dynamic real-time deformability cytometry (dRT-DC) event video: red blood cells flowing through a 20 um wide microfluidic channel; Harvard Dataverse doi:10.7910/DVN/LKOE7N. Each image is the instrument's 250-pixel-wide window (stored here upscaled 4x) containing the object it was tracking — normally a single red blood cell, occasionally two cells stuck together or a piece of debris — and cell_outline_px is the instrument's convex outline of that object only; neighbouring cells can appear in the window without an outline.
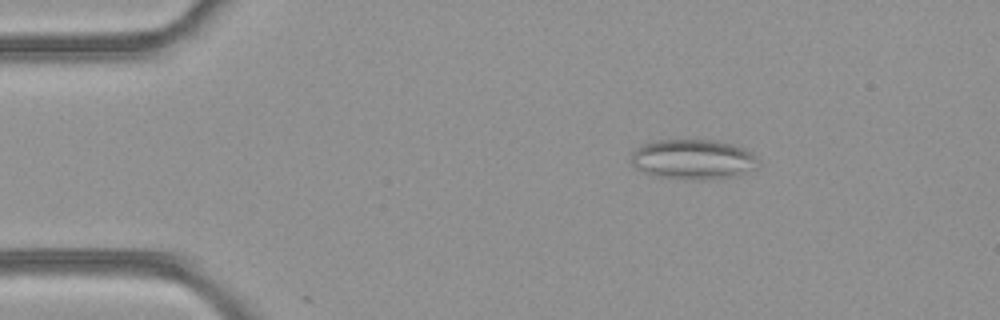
{"species": "common noctule bat (a hibernating species)", "species_latin": "Nyctalus noctula", "temperature_condition": "room temperature", "stored_images_in_passage": 45, "camera_frame_rate_fps": 3000, "um_per_image_px": 0.085, "animal": {"sex": "female", "body_mass_g": 21.9}, "frame": {"image": 1, "passage_image": 3, "time_ms": 0.667, "image_size_px": [1000, 320], "cell_outline_px": [[756, 160], [752, 168], [728, 176], [704, 180], [652, 176], [636, 168], [632, 164], [632, 156], [636, 148], [644, 144], [656, 140], [712, 140], [732, 144], [744, 148]], "centroid_in_image_um": [58.79, 13.53], "position_along_channel_um": 26.2, "area_um2": 28.67}}
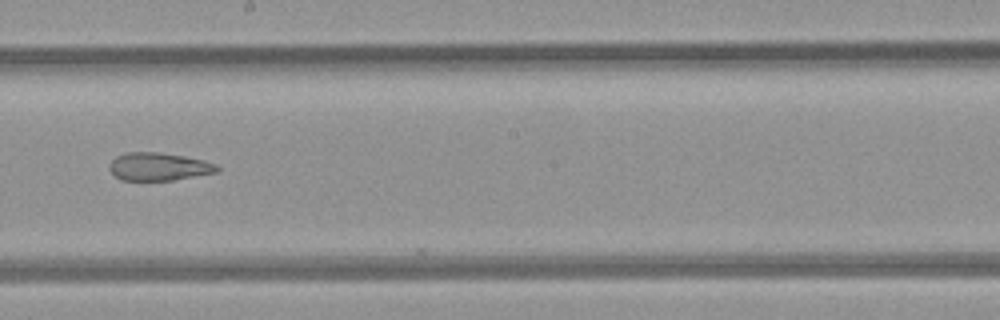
{"frame": {"image": 2, "passage_image": 23, "time_ms": 7.333, "image_size_px": [1000, 320], "cell_outline_px": [[220, 168], [216, 172], [172, 180], [120, 180], [108, 168], [108, 164], [116, 156], [128, 152], [160, 152], [184, 156], [216, 164]], "centroid_in_image_um": [13.44, 14.16], "position_along_channel_um": 234.8, "area_um2": 17.34}}
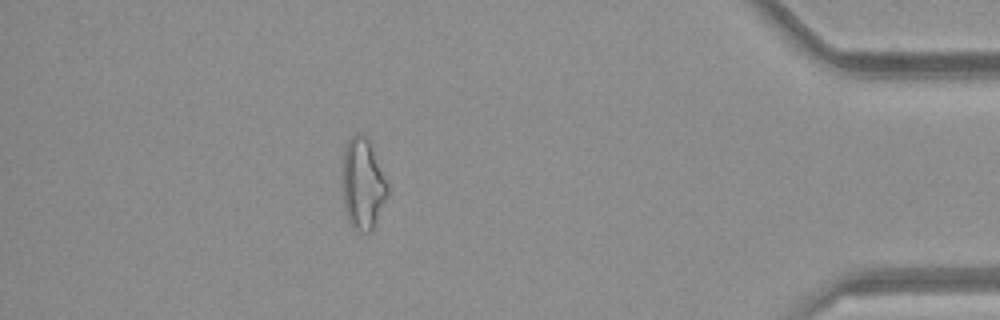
{"frame": {"image": 3, "passage_image": 39, "time_ms": 12.667, "image_size_px": [1000, 320], "cell_outline_px": [[388, 192], [372, 232], [360, 232], [352, 228], [348, 220], [344, 208], [344, 148], [348, 140], [352, 136], [364, 136], [372, 144], [388, 184]], "centroid_in_image_um": [30.86, 15.68], "position_along_channel_um": 404.3, "area_um2": 23.58}, "authors_computed_cell_mechanics": {"area_um2": 21.5016, "velocity_mm_per_s": 4.1297, "shape_relaxation_time_tau1_ms": null, "shape_relaxation_time_tau2_ms": 8.08, "deformation_change_tau1": null, "deformation_change_tau2": 0.2129}}